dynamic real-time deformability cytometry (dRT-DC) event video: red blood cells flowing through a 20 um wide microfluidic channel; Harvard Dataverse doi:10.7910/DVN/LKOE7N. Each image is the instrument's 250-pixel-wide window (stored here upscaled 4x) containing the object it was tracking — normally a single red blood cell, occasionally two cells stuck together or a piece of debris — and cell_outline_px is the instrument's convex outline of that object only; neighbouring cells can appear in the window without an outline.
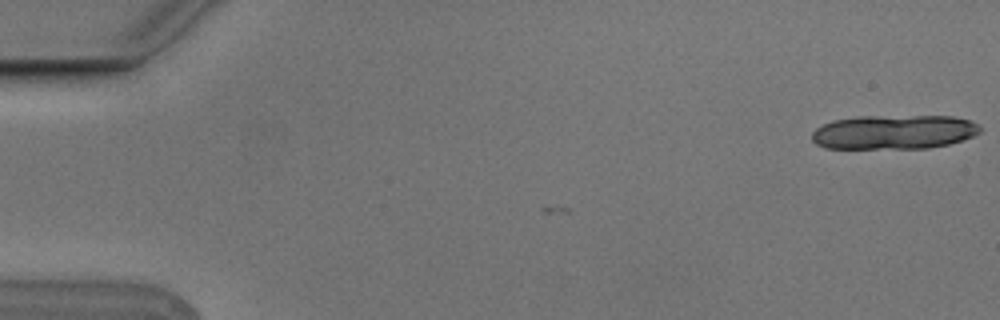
{"species": "Egyptian fruit bat (a non-hibernating species)", "species_latin": "Rousettus aegyptiacus", "temperature_condition": "cold", "stored_images_in_passage": 2, "camera_frame_rate_fps": 3000, "um_per_image_px": 0.085, "animal": {"sex": "male"}, "frame": {"image": 1, "passage_image": 2, "time_ms": 0.333, "image_size_px": [1000, 320], "cell_outline_px": [[980, 132], [972, 136], [948, 144], [928, 148], [824, 148], [816, 144], [812, 140], [812, 132], [816, 128], [832, 120], [856, 116], [952, 116], [972, 120], [980, 124]], "centroid_in_image_um": [75.97, 11.21], "position_along_channel_um": 9.0, "area_um2": 33.76}}